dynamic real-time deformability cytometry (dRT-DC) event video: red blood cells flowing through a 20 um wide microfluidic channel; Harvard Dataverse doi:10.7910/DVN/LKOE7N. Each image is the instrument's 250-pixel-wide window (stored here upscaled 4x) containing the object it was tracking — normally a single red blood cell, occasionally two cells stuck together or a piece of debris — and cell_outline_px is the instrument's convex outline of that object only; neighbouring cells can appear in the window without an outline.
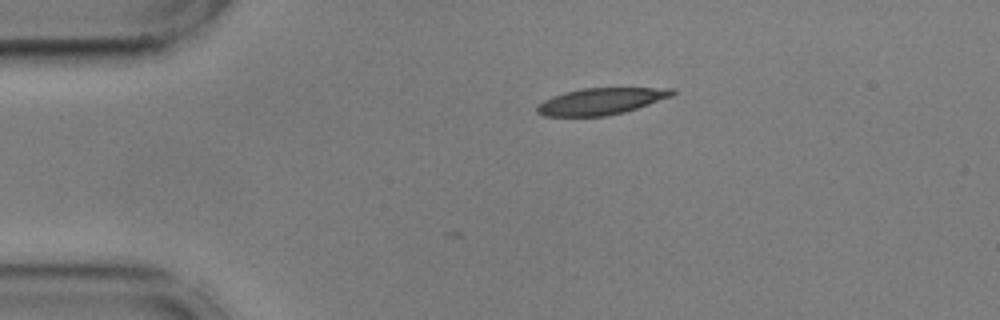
{"species": "common noctule bat (a hibernating species)", "species_latin": "Nyctalus noctula", "temperature_condition": "cold", "stored_images_in_passage": 2, "camera_frame_rate_fps": 3000, "um_per_image_px": 0.085, "animal": {"sex": "male", "body_mass_g": 17.9, "forearm_length_mm": 54.2}, "frame": {"image": 1, "passage_image": 2, "time_ms": 0.333, "image_size_px": [1000, 320], "cell_outline_px": [[676, 92], [672, 96], [624, 112], [608, 116], [544, 116], [536, 112], [536, 108], [544, 100], [552, 96], [564, 92], [584, 88], [676, 88]], "centroid_in_image_um": [51.08, 8.6], "position_along_channel_um": 33.9, "area_um2": 20.87}}